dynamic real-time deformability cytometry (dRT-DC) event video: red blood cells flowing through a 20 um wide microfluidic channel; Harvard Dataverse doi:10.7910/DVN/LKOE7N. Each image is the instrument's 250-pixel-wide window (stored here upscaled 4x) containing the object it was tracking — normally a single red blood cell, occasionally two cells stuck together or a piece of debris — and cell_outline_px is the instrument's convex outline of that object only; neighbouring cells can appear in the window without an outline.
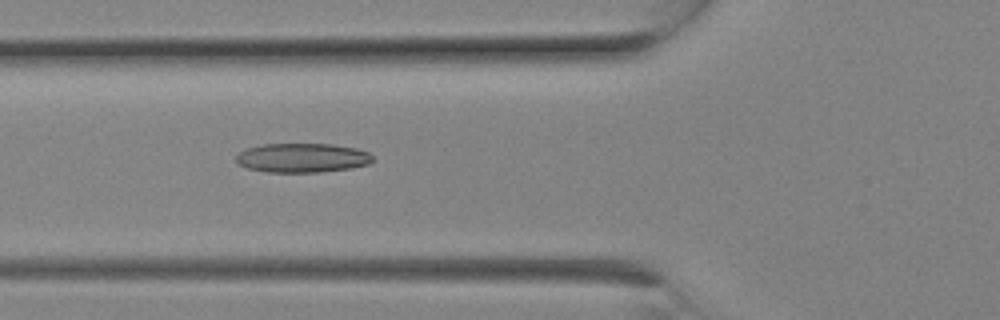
{"species": "Egyptian fruit bat (a non-hibernating species)", "species_latin": "Rousettus aegyptiacus", "temperature_condition": "room temperature", "stored_images_in_passage": 8, "camera_frame_rate_fps": 3000, "um_per_image_px": 0.085, "animal": {"sex": "female"}, "frame": {"image": 1, "passage_image": 8, "time_ms": 2.333, "image_size_px": [1000, 320], "cell_outline_px": [[372, 160], [368, 164], [352, 168], [320, 172], [268, 172], [248, 168], [236, 164], [236, 156], [240, 152], [248, 148], [264, 144], [332, 144], [356, 148], [368, 152], [372, 156]], "centroid_in_image_um": [25.69, 13.42], "position_along_channel_um": 100.1, "area_um2": 23.24}}